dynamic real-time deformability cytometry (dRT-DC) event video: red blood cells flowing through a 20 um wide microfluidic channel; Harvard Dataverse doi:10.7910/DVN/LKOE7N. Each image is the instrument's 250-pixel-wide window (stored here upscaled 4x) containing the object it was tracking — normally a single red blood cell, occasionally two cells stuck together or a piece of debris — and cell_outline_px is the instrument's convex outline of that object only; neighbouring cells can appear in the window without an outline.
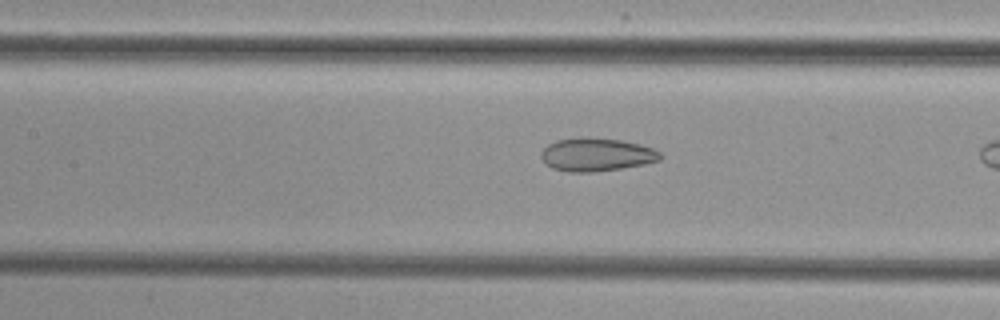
{"species": "common noctule bat (a hibernating species)", "species_latin": "Nyctalus noctula", "temperature_condition": "cold", "stored_images_in_passage": 9, "camera_frame_rate_fps": 3000, "um_per_image_px": 0.085, "animal": {"sex": "female", "body_mass_g": 29.2, "forearm_length_mm": 56.3}, "frame": {"image": 1, "passage_image": 8, "time_ms": 2.333, "image_size_px": [1000, 320], "cell_outline_px": [[664, 156], [660, 160], [644, 164], [620, 168], [592, 172], [568, 172], [552, 168], [544, 164], [540, 156], [540, 152], [548, 144], [556, 140], [620, 140], [640, 144], [652, 148], [660, 152]], "centroid_in_image_um": [50.7, 13.19], "position_along_channel_um": 156.7, "area_um2": 22.37}}